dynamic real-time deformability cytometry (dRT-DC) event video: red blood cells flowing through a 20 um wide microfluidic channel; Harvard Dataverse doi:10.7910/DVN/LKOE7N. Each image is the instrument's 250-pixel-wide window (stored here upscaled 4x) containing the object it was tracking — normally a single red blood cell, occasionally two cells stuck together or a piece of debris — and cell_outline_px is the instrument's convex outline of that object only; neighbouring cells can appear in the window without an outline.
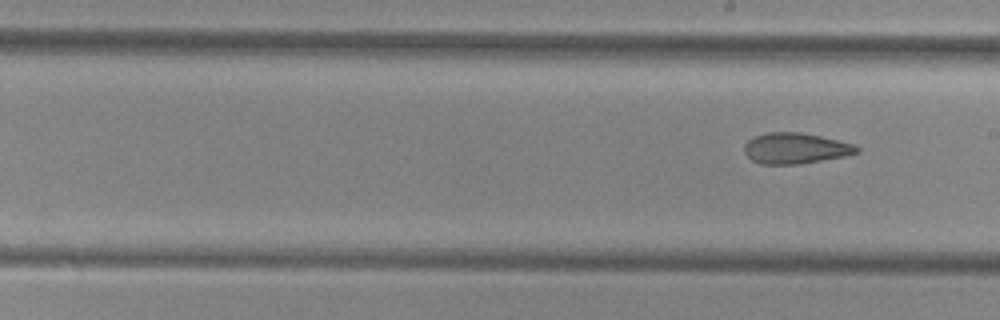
{"species": "common noctule bat (a hibernating species)", "species_latin": "Nyctalus noctula", "temperature_condition": "cold", "stored_images_in_passage": 11, "segment_of_instrument_passage": [2, 2], "camera_frame_rate_fps": 3000, "um_per_image_px": 0.085, "animal": {"sex": "female", "body_mass_g": 29.2, "forearm_length_mm": 56.3}, "frame": {"image": 1, "passage_image": 11, "time_ms": 13.667, "image_size_px": [1000, 320], "cell_outline_px": [[860, 152], [848, 156], [800, 164], [760, 164], [752, 160], [744, 152], [744, 144], [748, 140], [756, 136], [768, 132], [800, 132], [820, 136], [852, 144], [860, 148]], "centroid_in_image_um": [67.62, 12.61], "position_along_channel_um": 221.4, "area_um2": 20.23}}